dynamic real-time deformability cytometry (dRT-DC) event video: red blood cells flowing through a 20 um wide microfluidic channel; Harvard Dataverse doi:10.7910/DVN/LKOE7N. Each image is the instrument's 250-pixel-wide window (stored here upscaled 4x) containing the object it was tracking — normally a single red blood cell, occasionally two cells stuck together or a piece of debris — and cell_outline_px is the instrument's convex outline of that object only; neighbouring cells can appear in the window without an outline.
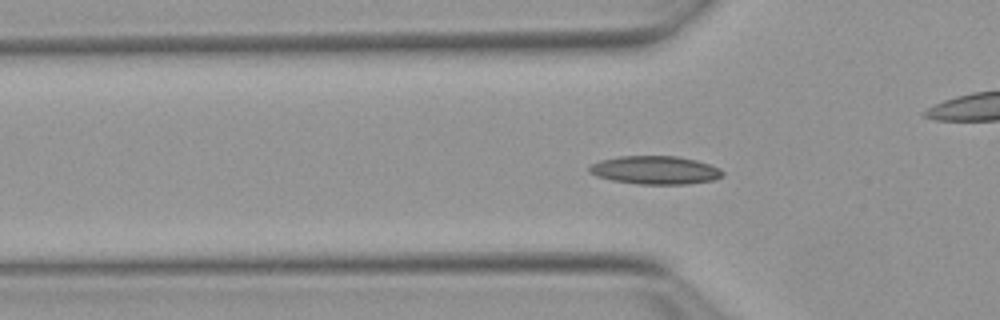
{"species": "Egyptian fruit bat (a non-hibernating species)", "species_latin": "Rousettus aegyptiacus", "temperature_condition": "warm", "stored_images_in_passage": 53, "camera_frame_rate_fps": 3000, "um_per_image_px": 0.085, "animal": {"sex": "female"}, "frame": {"image": 1, "passage_image": 16, "time_ms": 5.0, "image_size_px": [1000, 320], "cell_outline_px": [[724, 176], [712, 180], [688, 184], [640, 184], [612, 180], [596, 176], [588, 172], [588, 168], [592, 164], [600, 160], [620, 156], [676, 156], [696, 160], [720, 168], [724, 172]], "centroid_in_image_um": [55.69, 14.46], "position_along_channel_um": 70.1, "area_um2": 21.96}}
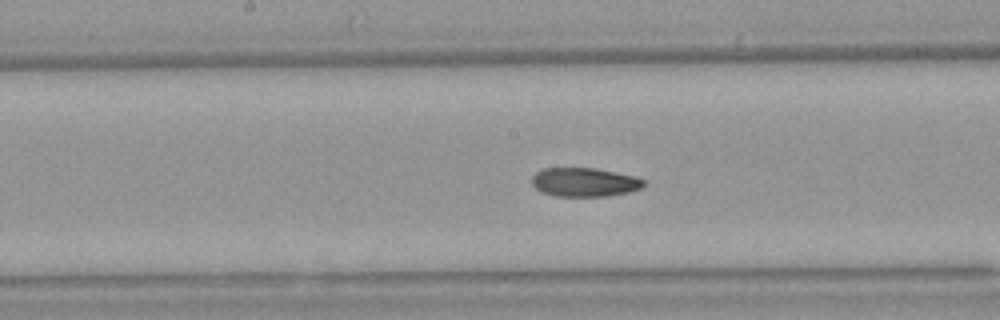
{"frame": {"image": 2, "passage_image": 26, "time_ms": 8.333, "image_size_px": [1000, 320], "cell_outline_px": [[644, 184], [640, 188], [628, 192], [608, 196], [556, 196], [544, 192], [536, 188], [532, 184], [532, 176], [536, 172], [544, 168], [596, 168], [636, 176], [644, 180]], "centroid_in_image_um": [49.68, 15.48], "position_along_channel_um": 198.5, "area_um2": 18.73}}
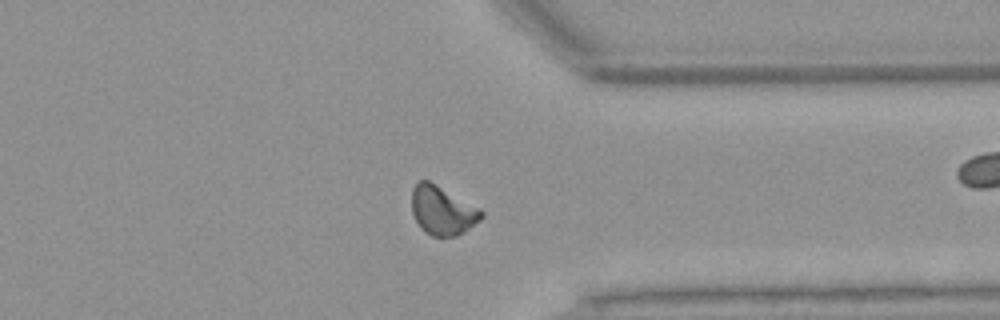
{"frame": {"image": 3, "passage_image": 40, "time_ms": 13.0, "image_size_px": [1000, 320], "cell_outline_px": [[484, 216], [480, 220], [464, 232], [456, 236], [432, 236], [424, 232], [420, 228], [412, 212], [412, 188], [420, 180], [428, 180], [436, 184], [480, 208], [484, 212]], "centroid_in_image_um": [37.61, 17.9], "position_along_channel_um": 373.8, "area_um2": 19.83}, "authors_computed_cell_mechanics": {"area_um2": 19.4786, "velocity_mm_per_s": 3.8464, "shape_relaxation_time_tau1_ms": 5.9159, "shape_relaxation_time_tau2_ms": 5.2213, "deformation_change_tau1": 0.1238, "deformation_change_tau2": 0.1057}}